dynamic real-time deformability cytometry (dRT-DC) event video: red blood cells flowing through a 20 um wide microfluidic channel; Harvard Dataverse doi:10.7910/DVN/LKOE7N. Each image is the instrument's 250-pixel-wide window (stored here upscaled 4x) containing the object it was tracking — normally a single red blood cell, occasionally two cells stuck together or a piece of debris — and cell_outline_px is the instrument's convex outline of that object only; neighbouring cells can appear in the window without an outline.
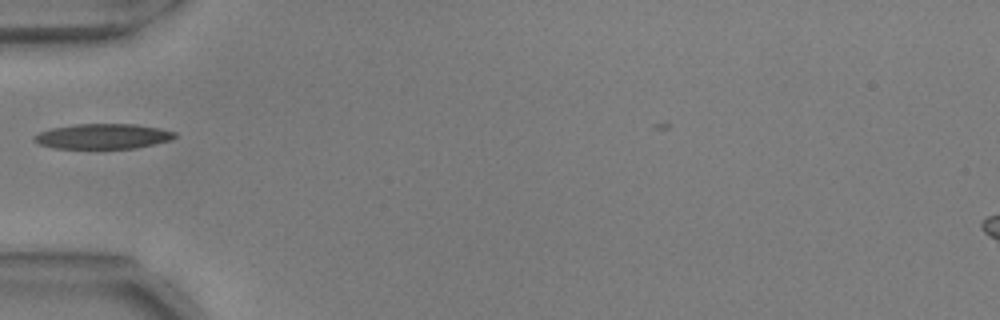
{"species": "common noctule bat (a hibernating species)", "species_latin": "Nyctalus noctula", "temperature_condition": "warm", "stored_images_in_passage": 15, "camera_frame_rate_fps": 3000, "um_per_image_px": 0.085, "animal": {"sex": "male", "body_mass_g": 17.9, "forearm_length_mm": 54.2}, "frame": {"image": 1, "passage_image": 1, "time_ms": 0.0, "image_size_px": [1000, 320], "cell_outline_px": [[176, 136], [172, 140], [136, 148], [52, 148], [40, 144], [32, 140], [32, 136], [40, 132], [52, 128], [76, 124], [136, 124], [160, 128], [176, 132]], "centroid_in_image_um": [8.75, 11.58], "position_along_channel_um": 76.2, "area_um2": 20.63}}
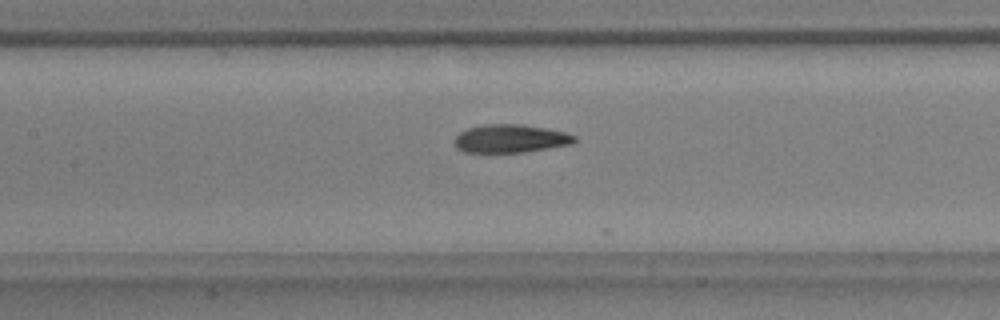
{"frame": {"image": 2, "passage_image": 8, "time_ms": 2.333, "image_size_px": [1000, 320], "cell_outline_px": [[576, 140], [572, 144], [524, 152], [464, 152], [456, 148], [456, 136], [460, 132], [468, 128], [484, 124], [520, 124], [544, 128], [564, 132], [576, 136]], "centroid_in_image_um": [43.39, 11.78], "position_along_channel_um": 164.0, "area_um2": 19.54}}
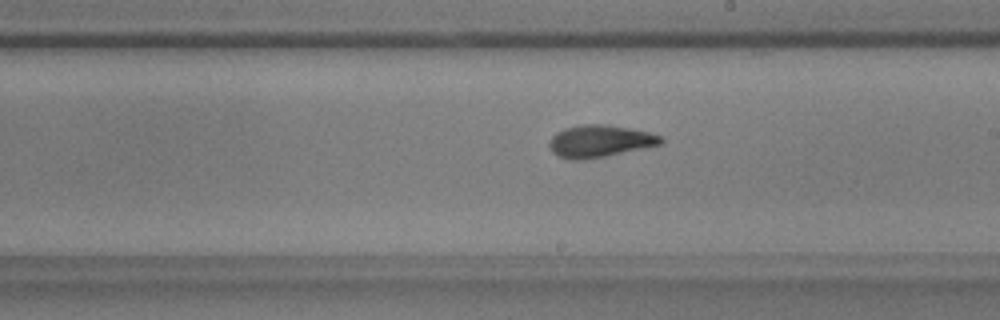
{"frame": {"image": 3, "passage_image": 14, "time_ms": 4.333, "image_size_px": [1000, 320], "cell_outline_px": [[664, 140], [660, 144], [604, 156], [580, 160], [572, 160], [560, 156], [552, 152], [548, 144], [548, 140], [556, 132], [564, 128], [580, 124], [608, 124], [632, 128], [664, 136]], "centroid_in_image_um": [50.96, 11.97], "position_along_channel_um": 238.0, "area_um2": 20.92}}